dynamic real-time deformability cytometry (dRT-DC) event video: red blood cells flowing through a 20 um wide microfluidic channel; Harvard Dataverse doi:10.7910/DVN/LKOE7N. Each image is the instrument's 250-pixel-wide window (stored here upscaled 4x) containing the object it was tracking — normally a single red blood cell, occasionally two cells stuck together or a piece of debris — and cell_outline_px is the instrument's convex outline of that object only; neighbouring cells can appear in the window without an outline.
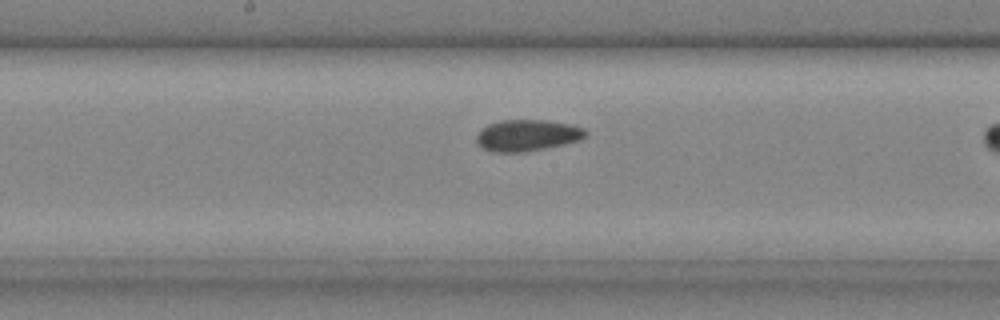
{"species": "common noctule bat (a hibernating species)", "species_latin": "Nyctalus noctula", "temperature_condition": "cold", "stored_images_in_passage": 20, "camera_frame_rate_fps": 3000, "um_per_image_px": 0.085, "animal": {"sex": "male", "body_mass_g": 20.4}, "frame": {"image": 1, "passage_image": 9, "time_ms": 2.667, "image_size_px": [1000, 320], "cell_outline_px": [[588, 132], [580, 140], [564, 144], [524, 152], [492, 152], [484, 148], [476, 140], [476, 136], [488, 124], [500, 120], [544, 120], [568, 124], [584, 128]], "centroid_in_image_um": [44.82, 11.5], "position_along_channel_um": 203.4, "area_um2": 19.71}}
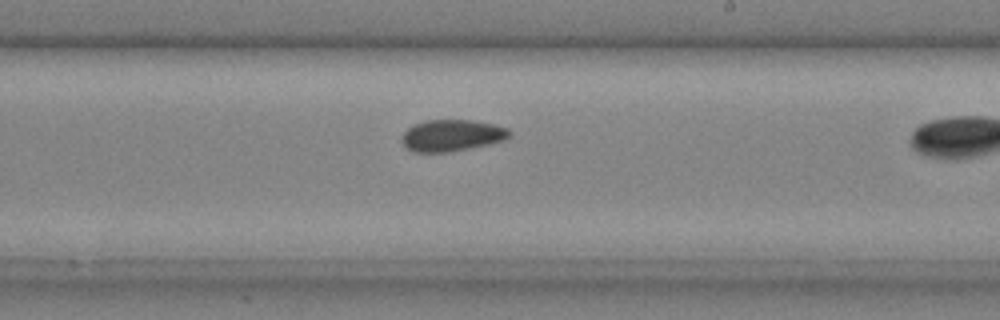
{"frame": {"image": 2, "passage_image": 12, "time_ms": 3.667, "image_size_px": [1000, 320], "cell_outline_px": [[512, 132], [504, 140], [488, 144], [448, 152], [412, 152], [404, 144], [404, 132], [412, 124], [428, 120], [472, 120], [492, 124], [508, 128]], "centroid_in_image_um": [38.41, 11.5], "position_along_channel_um": 250.6, "area_um2": 19.54}}